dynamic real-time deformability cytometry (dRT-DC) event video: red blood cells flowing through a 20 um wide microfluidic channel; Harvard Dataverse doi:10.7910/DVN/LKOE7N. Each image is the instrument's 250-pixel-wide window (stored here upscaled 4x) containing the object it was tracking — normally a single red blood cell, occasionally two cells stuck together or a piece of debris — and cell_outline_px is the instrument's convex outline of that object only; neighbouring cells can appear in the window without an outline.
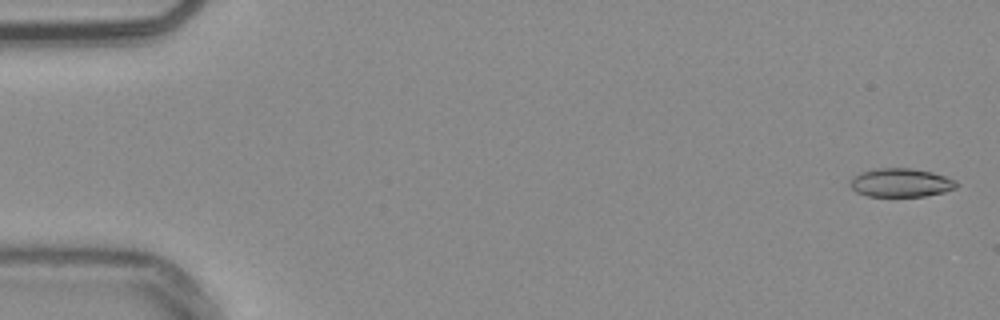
{"species": "common noctule bat (a hibernating species)", "species_latin": "Nyctalus noctula", "temperature_condition": "warm", "stored_images_in_passage": 55, "camera_frame_rate_fps": 3000, "um_per_image_px": 0.085, "animal": {"sex": "male", "body_mass_g": 20.4}, "frame": {"image": 1, "passage_image": 2, "time_ms": 0.333, "image_size_px": [1000, 320], "cell_outline_px": [[960, 184], [956, 188], [944, 192], [924, 196], [868, 196], [856, 192], [848, 184], [860, 172], [876, 168], [912, 168], [932, 172], [956, 180]], "centroid_in_image_um": [76.6, 15.53], "position_along_channel_um": 8.4, "area_um2": 17.74}}
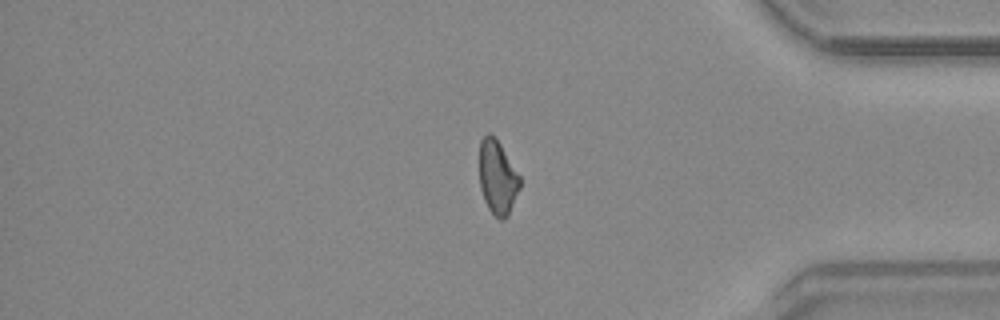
{"frame": {"image": 2, "passage_image": 46, "time_ms": 15.0, "image_size_px": [1000, 320], "cell_outline_px": [[520, 188], [508, 216], [504, 220], [500, 220], [488, 208], [484, 200], [480, 188], [480, 140], [488, 132], [500, 144], [520, 176]], "centroid_in_image_um": [42.29, 15.11], "position_along_channel_um": 392.9, "area_um2": 17.28}}
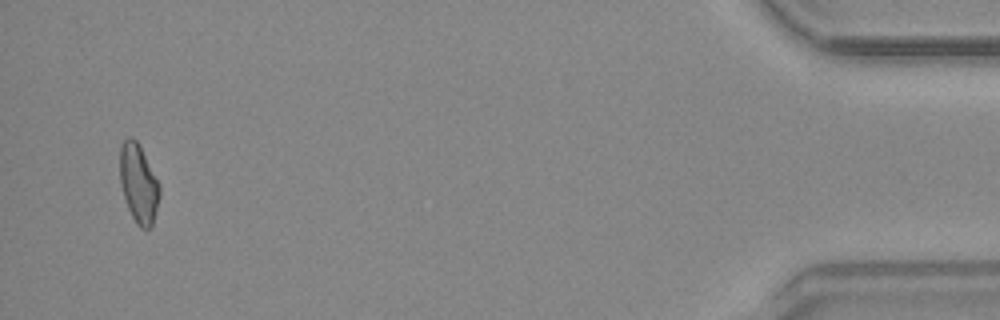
{"frame": {"image": 3, "passage_image": 53, "time_ms": 17.333, "image_size_px": [1000, 320], "cell_outline_px": [[160, 196], [152, 228], [140, 228], [136, 224], [128, 208], [120, 184], [120, 148], [124, 140], [128, 136], [132, 136], [136, 140], [160, 184]], "centroid_in_image_um": [11.78, 15.62], "position_along_channel_um": 423.4, "area_um2": 18.21}, "authors_computed_cell_mechanics": {"area_um2": 18.0914, "velocity_mm_per_s": 3.8094, "shape_relaxation_time_tau1_ms": null, "shape_relaxation_time_tau2_ms": 2.2714, "deformation_change_tau1": null, "deformation_change_tau2": 0.0926}}